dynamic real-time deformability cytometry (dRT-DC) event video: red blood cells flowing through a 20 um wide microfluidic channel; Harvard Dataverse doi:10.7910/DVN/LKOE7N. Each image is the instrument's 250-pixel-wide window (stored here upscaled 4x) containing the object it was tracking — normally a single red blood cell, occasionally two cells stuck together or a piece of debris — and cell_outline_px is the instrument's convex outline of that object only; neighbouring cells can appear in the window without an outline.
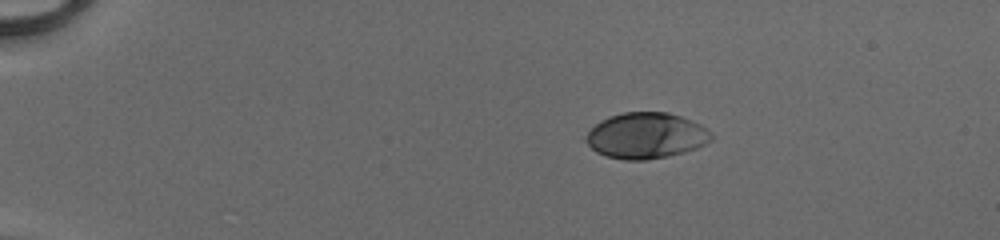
{"species": "human", "species_latin": "Homo sapiens", "temperature_condition": "cold", "stored_images_in_passage": 42, "camera_frame_rate_fps": 3000, "um_per_image_px": 0.085, "donor": {"sex": "male"}, "frame": {"image": 1, "passage_image": 1, "time_ms": 0.0, "image_size_px": [1000, 240], "cell_outline_px": [[712, 140], [696, 148], [684, 152], [668, 156], [644, 160], [624, 160], [604, 156], [596, 152], [584, 140], [588, 132], [600, 120], [608, 116], [624, 112], [668, 112], [692, 120], [708, 128], [712, 132]], "centroid_in_image_um": [54.92, 11.53], "position_along_channel_um": 30.1, "area_um2": 33.7}}
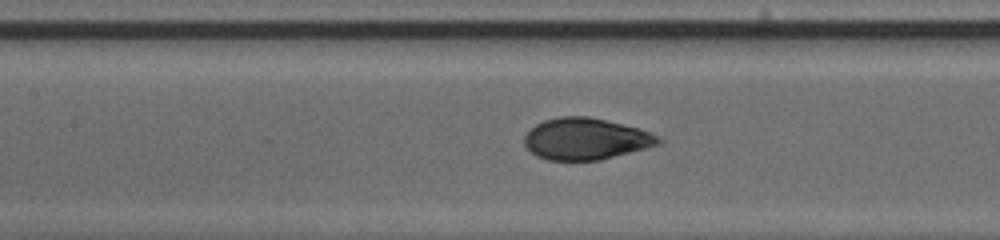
{"frame": {"image": 2, "passage_image": 17, "time_ms": 5.333, "image_size_px": [1000, 240], "cell_outline_px": [[664, 140], [660, 144], [600, 160], [548, 160], [536, 156], [524, 144], [524, 136], [536, 124], [544, 120], [560, 116], [588, 116], [640, 128], [660, 136]], "centroid_in_image_um": [49.81, 11.8], "position_along_channel_um": 157.6, "area_um2": 32.48}}
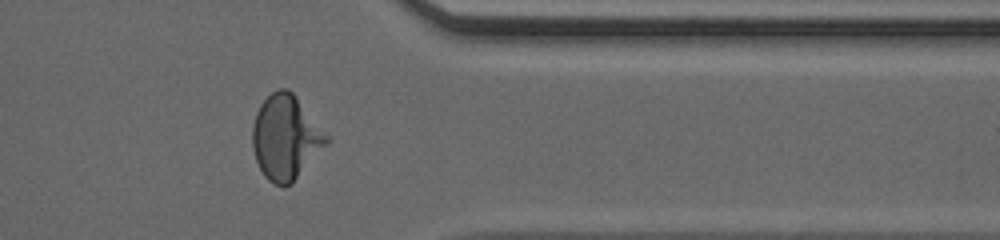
{"frame": {"image": 3, "passage_image": 34, "time_ms": 11.0, "image_size_px": [1000, 240], "cell_outline_px": [[332, 140], [292, 184], [272, 184], [264, 176], [256, 160], [252, 148], [252, 128], [256, 112], [260, 104], [272, 92], [280, 88], [288, 88], [292, 92]], "centroid_in_image_um": [24.29, 11.69], "position_along_channel_um": 387.1, "area_um2": 36.47}, "authors_computed_cell_mechanics": {"area_um2": 33.4084, "velocity_mm_per_s": 4.1488, "shape_relaxation_time_tau1_ms": 4.2574, "shape_relaxation_time_tau2_ms": null, "deformation_change_tau1": 0.1898, "deformation_change_tau2": null}}